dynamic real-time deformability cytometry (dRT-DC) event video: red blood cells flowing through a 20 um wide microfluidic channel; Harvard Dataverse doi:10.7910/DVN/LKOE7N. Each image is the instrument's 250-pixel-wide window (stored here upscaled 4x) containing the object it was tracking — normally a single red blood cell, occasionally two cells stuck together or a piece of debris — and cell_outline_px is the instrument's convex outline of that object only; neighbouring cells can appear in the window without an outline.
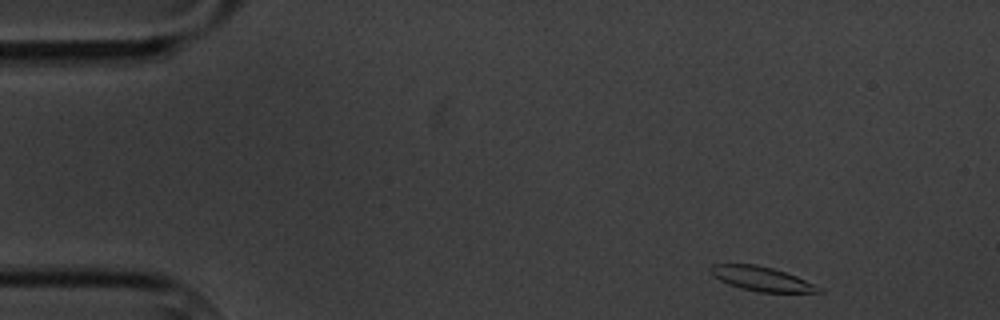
{"species": "common noctule bat (a hibernating species)", "species_latin": "Nyctalus noctula", "temperature_condition": "cold", "stored_images_in_passage": 5, "camera_frame_rate_fps": 3000, "um_per_image_px": 0.085, "animal": {"sex": "male", "body_mass_g": 20.1, "forearm_length_mm": 53.5}, "frame": {"image": 1, "passage_image": 1, "time_ms": 0.0, "image_size_px": [1000, 320], "cell_outline_px": [[824, 292], [760, 292], [740, 288], [728, 284], [720, 280], [708, 268], [712, 264], [756, 264], [772, 268], [796, 276], [820, 288]], "centroid_in_image_um": [64.7, 23.69], "position_along_channel_um": 20.3, "area_um2": 14.97}}
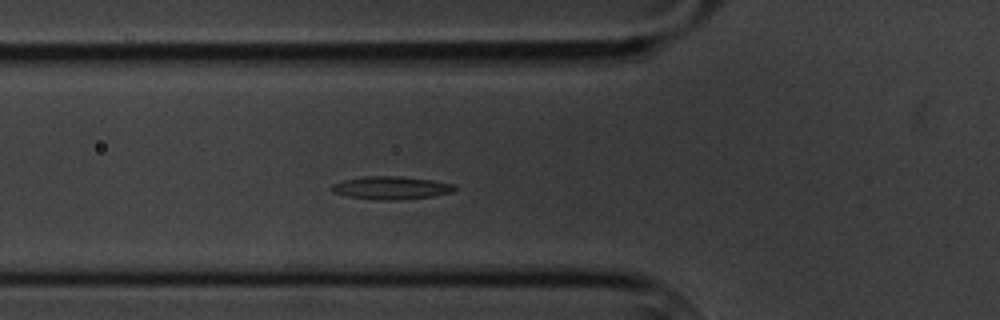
{"frame": {"image": 2, "passage_image": 5, "time_ms": 4.667, "image_size_px": [1000, 320], "cell_outline_px": [[456, 188], [452, 192], [432, 196], [400, 200], [376, 200], [348, 196], [332, 192], [328, 188], [332, 184], [344, 180], [364, 176], [400, 176], [432, 180], [456, 184]], "centroid_in_image_um": [33.23, 15.96], "position_along_channel_um": 92.6, "area_um2": 16.59}}